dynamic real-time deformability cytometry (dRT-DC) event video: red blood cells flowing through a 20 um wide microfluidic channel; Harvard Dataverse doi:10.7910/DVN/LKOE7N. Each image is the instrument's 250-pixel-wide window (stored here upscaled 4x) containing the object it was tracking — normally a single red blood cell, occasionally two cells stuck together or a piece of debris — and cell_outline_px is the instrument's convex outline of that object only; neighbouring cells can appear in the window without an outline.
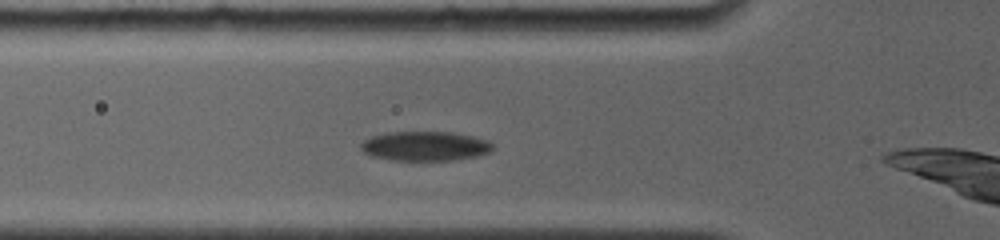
{"species": "common noctule bat (a hibernating species)", "species_latin": "Nyctalus noctula", "temperature_condition": "room temperature", "stored_images_in_passage": 29, "camera_frame_rate_fps": 4000, "um_per_image_px": 0.085, "animal": {"sex": "female", "body_mass_g": 19.0, "forearm_length_mm": 56.7}, "frame": {"image": 1, "passage_image": 5, "time_ms": 2.0, "image_size_px": [1000, 240], "cell_outline_px": [[492, 148], [488, 152], [476, 156], [452, 160], [392, 160], [372, 156], [364, 152], [360, 148], [360, 144], [364, 140], [372, 136], [388, 132], [452, 132], [472, 136], [488, 140], [492, 144]], "centroid_in_image_um": [36.1, 12.41], "position_along_channel_um": 89.7, "area_um2": 22.48}}
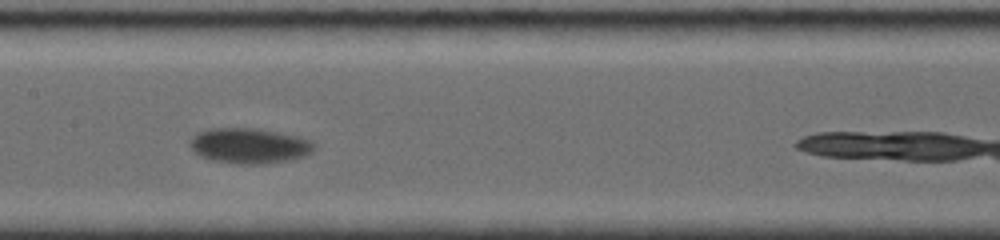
{"frame": {"image": 2, "passage_image": 11, "time_ms": 4.75, "image_size_px": [1000, 240], "cell_outline_px": [[316, 148], [312, 152], [304, 156], [288, 160], [268, 164], [236, 164], [212, 160], [200, 156], [188, 144], [188, 140], [192, 136], [208, 128], [256, 128], [296, 136], [312, 140], [316, 144]], "centroid_in_image_um": [21.19, 12.39], "position_along_channel_um": 186.2, "area_um2": 25.78}}
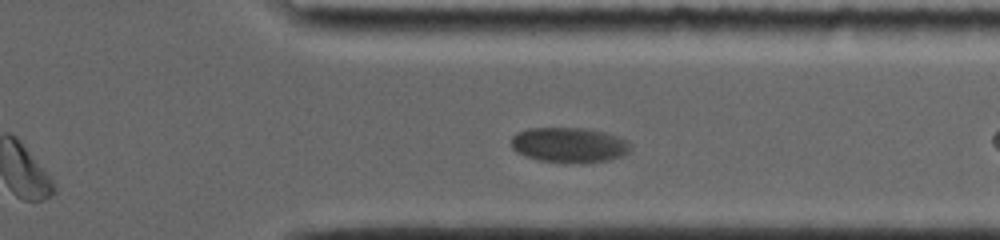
{"frame": {"image": 3, "passage_image": 22, "time_ms": 9.75, "image_size_px": [1000, 240], "cell_outline_px": [[632, 148], [628, 152], [620, 156], [608, 160], [580, 164], [540, 160], [524, 156], [516, 152], [512, 148], [512, 136], [516, 132], [528, 128], [584, 128], [604, 132], [616, 136], [632, 144]], "centroid_in_image_um": [48.36, 12.33], "position_along_channel_um": 363.0, "area_um2": 24.51}, "authors_computed_cell_mechanics": {"area_um2": 24.9118, "velocity_mm_per_s": 3.5205, "shape_relaxation_time_tau1_ms": 2.1926, "shape_relaxation_time_tau2_ms": null, "deformation_change_tau1": 0.0801, "deformation_change_tau2": null}}